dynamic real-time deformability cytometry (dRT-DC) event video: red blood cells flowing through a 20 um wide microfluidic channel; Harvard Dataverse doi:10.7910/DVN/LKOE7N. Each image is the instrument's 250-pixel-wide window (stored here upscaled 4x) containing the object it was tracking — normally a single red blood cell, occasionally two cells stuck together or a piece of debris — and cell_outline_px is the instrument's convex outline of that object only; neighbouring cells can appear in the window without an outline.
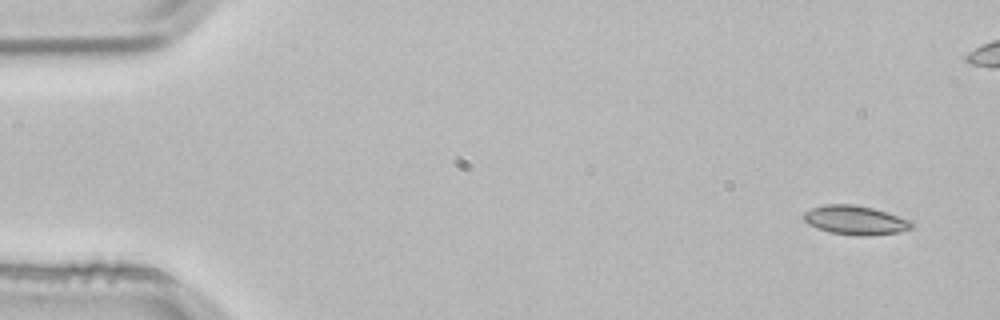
{"species": "common noctule bat (a hibernating species)", "species_latin": "Nyctalus noctula", "temperature_condition": "room temperature", "stored_images_in_passage": 4, "camera_frame_rate_fps": 3000, "um_per_image_px": 0.085, "animal": {"sex": "male", "body_mass_g": 21.5, "forearm_length_mm": 52.0}, "frame": {"image": 1, "passage_image": 1, "time_ms": 0.0, "image_size_px": [1000, 320], "cell_outline_px": [[916, 224], [912, 228], [900, 232], [864, 236], [860, 236], [832, 232], [816, 228], [808, 224], [804, 220], [804, 212], [812, 208], [824, 204], [852, 204], [872, 208], [912, 220]], "centroid_in_image_um": [72.73, 18.71], "position_along_channel_um": 12.3, "area_um2": 18.26}}